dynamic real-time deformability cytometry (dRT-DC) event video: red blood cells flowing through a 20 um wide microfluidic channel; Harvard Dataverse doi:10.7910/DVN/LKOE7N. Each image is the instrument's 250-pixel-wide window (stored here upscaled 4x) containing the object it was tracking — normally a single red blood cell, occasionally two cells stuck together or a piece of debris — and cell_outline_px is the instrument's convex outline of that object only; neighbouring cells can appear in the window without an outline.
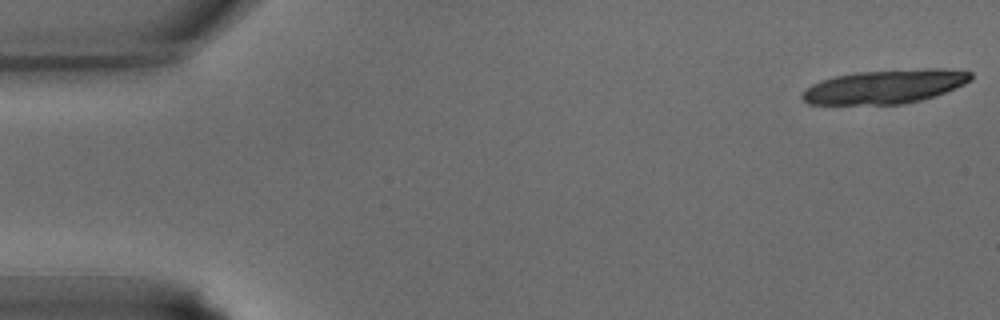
{"species": "common noctule bat (a hibernating species)", "species_latin": "Nyctalus noctula", "temperature_condition": "warm", "stored_images_in_passage": 11, "camera_frame_rate_fps": 3000, "um_per_image_px": 0.085, "animal": {"sex": "male", "body_mass_g": 15.6}, "frame": {"image": 1, "passage_image": 1, "time_ms": 0.0, "image_size_px": [1000, 320], "cell_outline_px": [[972, 80], [956, 88], [920, 100], [904, 104], [808, 104], [800, 96], [812, 84], [820, 80], [836, 76], [856, 72], [924, 68], [940, 68], [972, 72]], "centroid_in_image_um": [75.24, 7.35], "position_along_channel_um": 9.8, "area_um2": 33.18}}